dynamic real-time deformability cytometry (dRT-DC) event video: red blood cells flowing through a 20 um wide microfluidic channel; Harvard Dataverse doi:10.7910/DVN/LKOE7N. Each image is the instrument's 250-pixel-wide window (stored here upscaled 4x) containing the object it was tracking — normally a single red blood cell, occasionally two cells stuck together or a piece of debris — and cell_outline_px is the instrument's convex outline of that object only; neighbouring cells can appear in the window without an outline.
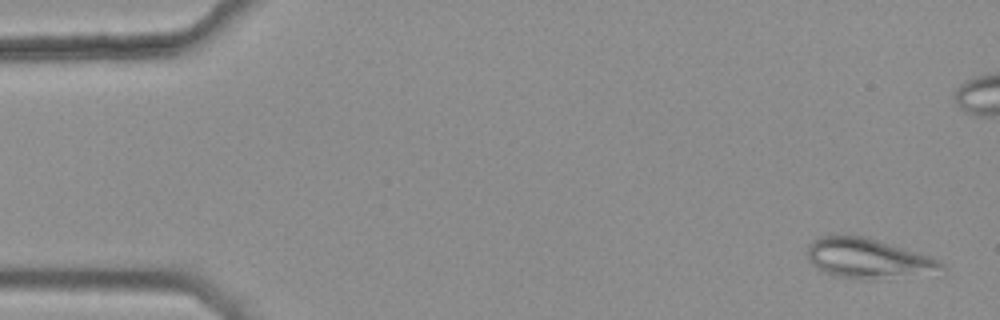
{"species": "common noctule bat (a hibernating species)", "species_latin": "Nyctalus noctula", "temperature_condition": "warm", "stored_images_in_passage": 7, "camera_frame_rate_fps": 3000, "um_per_image_px": 0.085, "animal": {"sex": "female", "body_mass_g": 25.1}, "frame": {"image": 1, "passage_image": 1, "time_ms": 0.0, "image_size_px": [1000, 320], "cell_outline_px": [[948, 272], [876, 280], [840, 276], [824, 272], [816, 268], [808, 260], [808, 244], [812, 240], [820, 236], [868, 236], [904, 248], [936, 260], [944, 264]], "centroid_in_image_um": [73.83, 21.98], "position_along_channel_um": 11.2, "area_um2": 31.27}}